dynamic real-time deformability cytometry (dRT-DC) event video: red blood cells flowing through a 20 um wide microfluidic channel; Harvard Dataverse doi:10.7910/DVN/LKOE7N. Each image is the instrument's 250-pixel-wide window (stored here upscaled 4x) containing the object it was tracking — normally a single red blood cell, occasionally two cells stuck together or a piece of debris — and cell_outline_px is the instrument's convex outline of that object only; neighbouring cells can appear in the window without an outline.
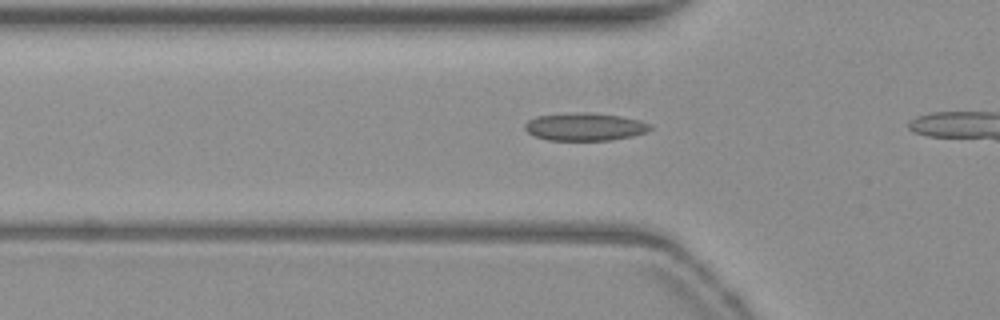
{"species": "common noctule bat (a hibernating species)", "species_latin": "Nyctalus noctula", "temperature_condition": "warm", "stored_images_in_passage": 18, "camera_frame_rate_fps": 3000, "um_per_image_px": 0.085, "animal": {"sex": "female", "body_mass_g": 19.3, "forearm_length_mm": 54.1}, "frame": {"image": 1, "passage_image": 6, "time_ms": 1.667, "image_size_px": [1000, 320], "cell_outline_px": [[652, 128], [644, 132], [632, 136], [608, 140], [548, 140], [536, 136], [528, 132], [524, 128], [524, 124], [528, 120], [536, 116], [576, 112], [588, 112], [620, 116], [640, 120], [652, 124]], "centroid_in_image_um": [49.7, 10.76], "position_along_channel_um": 76.1, "area_um2": 20.23}}
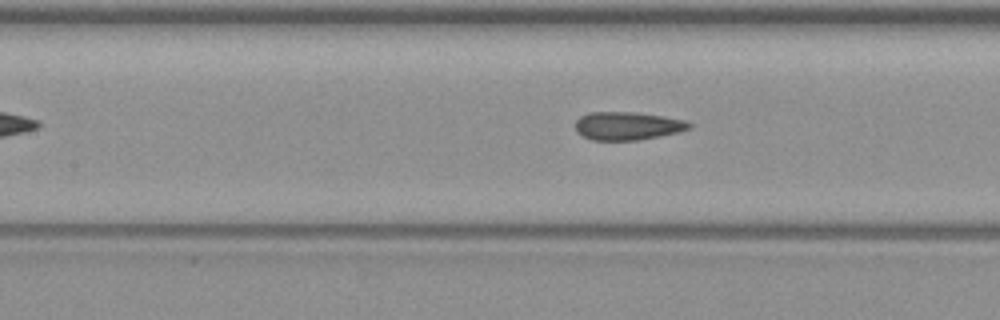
{"frame": {"image": 2, "passage_image": 12, "time_ms": 3.667, "image_size_px": [1000, 320], "cell_outline_px": [[692, 124], [688, 128], [676, 132], [640, 140], [592, 140], [576, 132], [576, 120], [580, 116], [588, 112], [636, 112], [684, 120]], "centroid_in_image_um": [53.27, 10.69], "position_along_channel_um": 154.1, "area_um2": 18.44}}
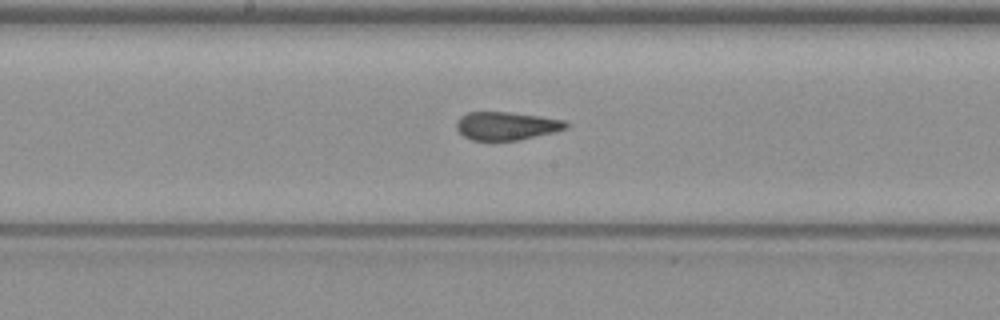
{"frame": {"image": 3, "passage_image": 16, "time_ms": 5.0, "image_size_px": [1000, 320], "cell_outline_px": [[568, 128], [520, 140], [472, 140], [464, 136], [456, 128], [456, 120], [460, 116], [468, 112], [508, 112], [540, 116], [568, 120]], "centroid_in_image_um": [43.05, 10.69], "position_along_channel_um": 205.1, "area_um2": 18.03}}